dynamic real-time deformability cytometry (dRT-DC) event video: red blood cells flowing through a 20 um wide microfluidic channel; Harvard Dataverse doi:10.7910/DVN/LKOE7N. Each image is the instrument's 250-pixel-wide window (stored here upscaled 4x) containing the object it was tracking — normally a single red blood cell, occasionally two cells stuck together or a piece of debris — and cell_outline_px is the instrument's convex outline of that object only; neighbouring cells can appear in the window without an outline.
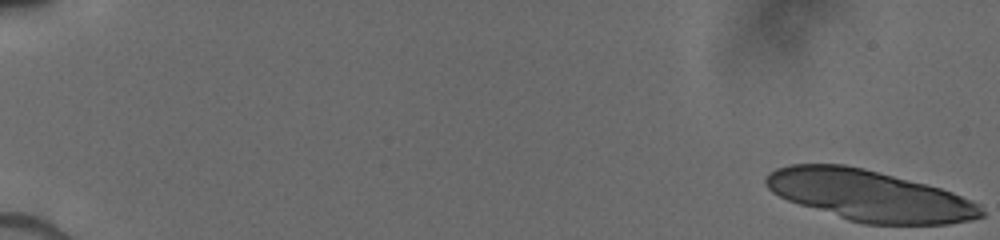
{"species": "human", "species_latin": "Homo sapiens", "temperature_condition": "cold", "stored_images_in_passage": 31, "camera_frame_rate_fps": 3000, "um_per_image_px": 0.085, "donor": {"sex": "male"}, "frame": {"image": 1, "passage_image": 1, "time_ms": 0.0, "image_size_px": [1000, 240], "cell_outline_px": [[984, 216], [972, 220], [948, 224], [864, 224], [848, 220], [788, 200], [772, 192], [768, 188], [764, 180], [768, 172], [776, 168], [792, 164], [844, 164], [864, 168], [940, 188], [952, 192], [976, 204], [984, 212]], "centroid_in_image_um": [73.86, 16.62], "position_along_channel_um": 11.1, "area_um2": 63.23}}